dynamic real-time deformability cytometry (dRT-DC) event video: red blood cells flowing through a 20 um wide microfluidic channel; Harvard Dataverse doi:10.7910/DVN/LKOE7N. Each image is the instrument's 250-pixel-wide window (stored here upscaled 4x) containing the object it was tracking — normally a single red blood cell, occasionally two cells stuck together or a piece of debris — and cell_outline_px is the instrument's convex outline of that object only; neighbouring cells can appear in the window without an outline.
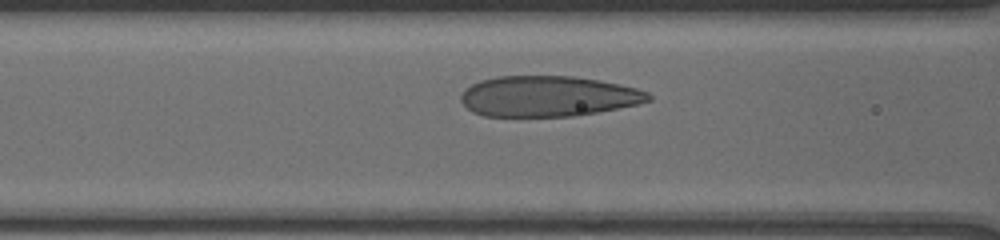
{"species": "human", "species_latin": "Homo sapiens", "temperature_condition": "cold", "stored_images_in_passage": 23, "camera_frame_rate_fps": 3000, "um_per_image_px": 0.085, "donor": {"sex": "male"}, "frame": {"image": 1, "passage_image": 9, "time_ms": 1.333, "image_size_px": [1000, 240], "cell_outline_px": [[652, 100], [636, 104], [576, 116], [484, 116], [472, 112], [460, 100], [460, 96], [464, 88], [480, 80], [496, 76], [572, 76], [600, 80], [620, 84], [636, 88], [648, 92], [652, 96]], "centroid_in_image_um": [46.56, 8.17], "position_along_channel_um": 120.0, "area_um2": 44.45}}
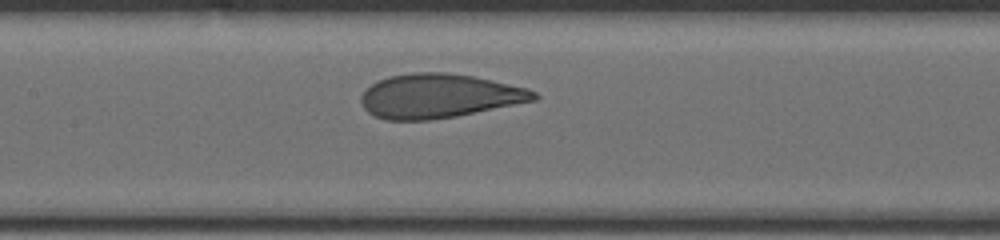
{"frame": {"image": 2, "passage_image": 19, "time_ms": 2.667, "image_size_px": [1000, 240], "cell_outline_px": [[540, 96], [536, 100], [456, 116], [428, 120], [384, 120], [368, 112], [364, 108], [360, 100], [360, 96], [372, 84], [388, 76], [412, 72], [448, 72], [472, 76], [528, 88], [536, 92]], "centroid_in_image_um": [37.31, 8.15], "position_along_channel_um": 170.1, "area_um2": 44.33}}